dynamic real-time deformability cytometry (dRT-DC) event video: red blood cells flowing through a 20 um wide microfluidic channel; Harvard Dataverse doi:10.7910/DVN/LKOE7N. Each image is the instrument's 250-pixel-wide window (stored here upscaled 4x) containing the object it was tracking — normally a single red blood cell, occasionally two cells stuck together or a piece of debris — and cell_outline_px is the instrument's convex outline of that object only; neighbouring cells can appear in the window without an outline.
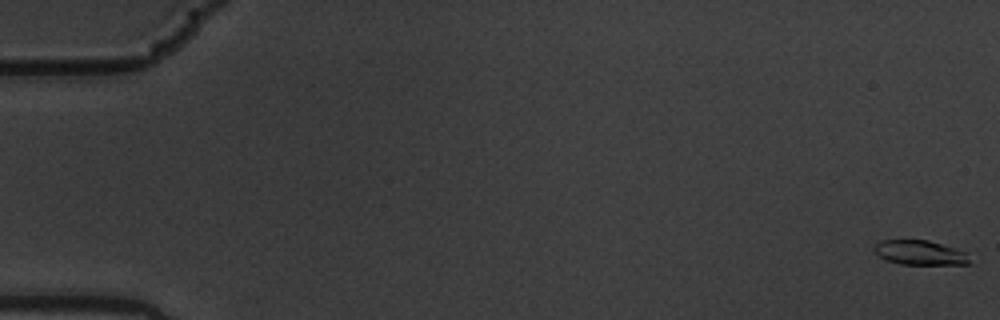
{"species": "common noctule bat (a hibernating species)", "species_latin": "Nyctalus noctula", "temperature_condition": "warm", "stored_images_in_passage": 14, "camera_frame_rate_fps": 3000, "um_per_image_px": 0.085, "animal": {"sex": "male", "body_mass_g": 19.5, "forearm_length_mm": 54.6}, "frame": {"image": 1, "passage_image": 1, "time_ms": 0.0, "image_size_px": [1000, 320], "cell_outline_px": [[968, 264], [900, 264], [884, 260], [872, 248], [880, 240], [928, 240], [964, 252], [968, 260]], "centroid_in_image_um": [78.1, 21.47], "position_along_channel_um": 6.9, "area_um2": 13.29}}